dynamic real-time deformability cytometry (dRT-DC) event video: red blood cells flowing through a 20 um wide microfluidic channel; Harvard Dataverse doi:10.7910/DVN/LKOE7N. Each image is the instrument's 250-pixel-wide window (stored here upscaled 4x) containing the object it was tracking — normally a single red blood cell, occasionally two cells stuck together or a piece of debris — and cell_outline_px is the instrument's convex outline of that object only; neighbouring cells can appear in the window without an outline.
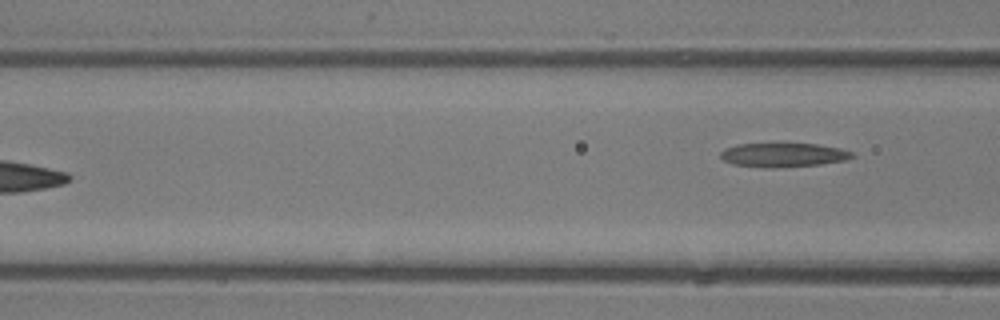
{"species": "common noctule bat (a hibernating species)", "species_latin": "Nyctalus noctula", "temperature_condition": "room temperature", "stored_images_in_passage": 6, "camera_frame_rate_fps": 3000, "um_per_image_px": 0.085, "animal": {"sex": "male", "body_mass_g": 13.3}, "frame": {"image": 1, "passage_image": 6, "time_ms": 5.667, "image_size_px": [1000, 320], "cell_outline_px": [[856, 156], [844, 160], [820, 164], [776, 168], [772, 168], [732, 164], [724, 160], [720, 156], [720, 152], [724, 148], [736, 144], [780, 140], [816, 144], [840, 148], [852, 152]], "centroid_in_image_um": [66.53, 13.11], "position_along_channel_um": 100.1, "area_um2": 19.48}}